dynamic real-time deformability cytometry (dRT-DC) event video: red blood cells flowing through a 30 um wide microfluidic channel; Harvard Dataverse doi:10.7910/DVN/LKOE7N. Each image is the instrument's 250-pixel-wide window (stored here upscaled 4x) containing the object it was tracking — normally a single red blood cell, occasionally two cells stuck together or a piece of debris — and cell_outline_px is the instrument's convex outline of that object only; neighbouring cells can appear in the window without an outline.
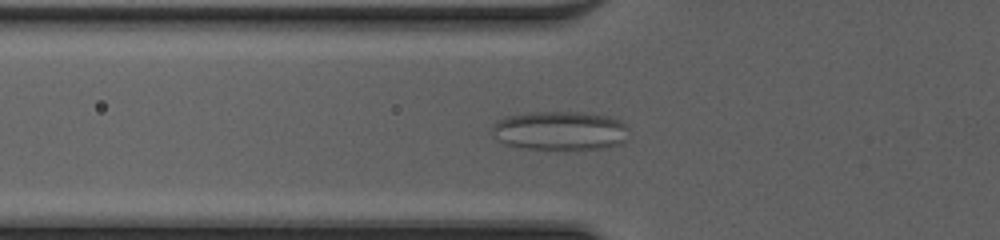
{"species": "common noctule bat (a hibernating species)", "species_latin": "Nyctalus noctula", "temperature_condition": "cold", "stored_images_in_passage": 52, "camera_frame_rate_fps": 3000, "um_per_image_px": 0.085, "animal": {"sex": "female", "body_mass_g": 20.0, "forearm_length_mm": 54.0}, "frame": {"image": 1, "passage_image": 20, "time_ms": 6.333, "image_size_px": [1000, 240], "cell_outline_px": [[628, 128], [624, 144], [608, 148], [564, 152], [524, 148], [504, 144], [496, 140], [492, 132], [492, 124], [496, 120], [508, 116], [528, 112], [580, 112], [608, 116], [620, 120], [628, 124]], "centroid_in_image_um": [47.63, 11.15], "position_along_channel_um": 78.2, "area_um2": 32.43}}
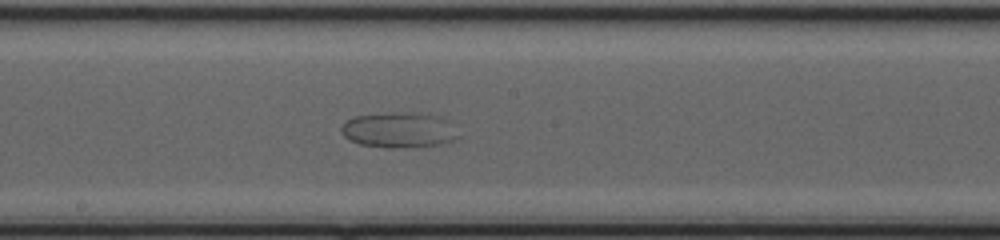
{"frame": {"image": 2, "passage_image": 30, "time_ms": 9.667, "image_size_px": [1000, 240], "cell_outline_px": [[460, 140], [444, 144], [392, 148], [388, 148], [360, 144], [348, 140], [344, 136], [340, 128], [344, 120], [352, 116], [388, 112], [408, 112], [440, 116], [452, 120], [460, 136]], "centroid_in_image_um": [33.96, 11.04], "position_along_channel_um": 214.2, "area_um2": 24.97}}
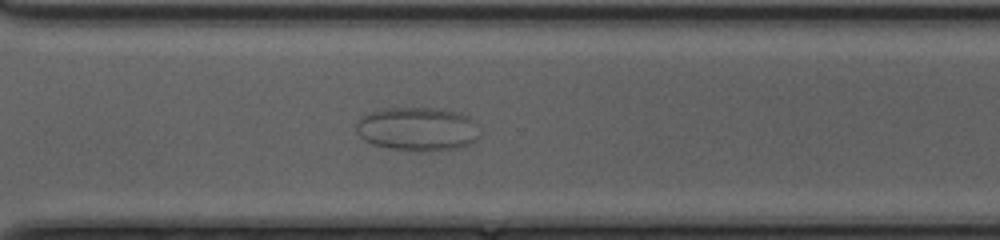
{"frame": {"image": 3, "passage_image": 39, "time_ms": 12.667, "image_size_px": [1000, 240], "cell_outline_px": [[480, 136], [472, 144], [456, 148], [420, 152], [392, 148], [372, 144], [364, 140], [356, 132], [356, 124], [360, 116], [368, 112], [384, 108], [440, 108], [460, 112], [476, 120]], "centroid_in_image_um": [35.51, 10.95], "position_along_channel_um": 335.1, "area_um2": 32.02}}